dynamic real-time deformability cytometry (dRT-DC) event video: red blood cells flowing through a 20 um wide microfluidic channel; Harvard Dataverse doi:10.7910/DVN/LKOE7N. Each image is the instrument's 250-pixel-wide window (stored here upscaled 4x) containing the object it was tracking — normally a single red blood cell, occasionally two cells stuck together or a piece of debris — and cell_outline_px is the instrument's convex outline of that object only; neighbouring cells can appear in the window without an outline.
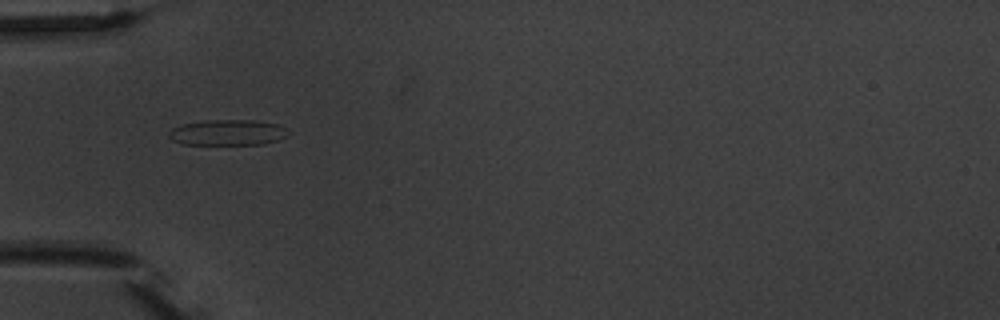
{"species": "common noctule bat (a hibernating species)", "species_latin": "Nyctalus noctula", "temperature_condition": "warm", "stored_images_in_passage": 5, "camera_frame_rate_fps": 3000, "um_per_image_px": 0.085, "animal": {"sex": "male", "body_mass_g": 20.1, "forearm_length_mm": 53.5}, "frame": {"image": 1, "passage_image": 1, "time_ms": 0.0, "image_size_px": [1000, 320], "cell_outline_px": [[288, 136], [264, 144], [180, 144], [172, 140], [168, 136], [168, 132], [172, 128], [184, 124], [204, 120], [252, 120], [276, 124], [284, 128]], "centroid_in_image_um": [19.29, 11.26], "position_along_channel_um": 65.7, "area_um2": 17.69}}
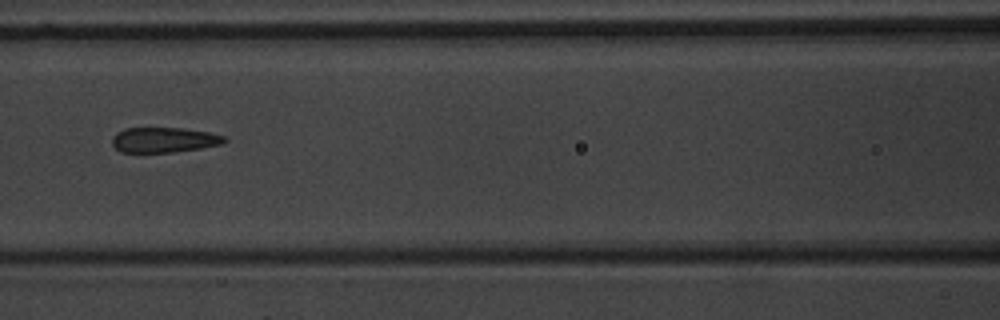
{"frame": {"image": 2, "passage_image": 3, "time_ms": 2.333, "image_size_px": [1000, 320], "cell_outline_px": [[228, 140], [220, 144], [200, 148], [176, 152], [120, 152], [112, 144], [112, 136], [116, 132], [124, 128], [184, 128], [208, 132], [224, 136]], "centroid_in_image_um": [13.91, 11.88], "position_along_channel_um": 152.7, "area_um2": 16.47}}
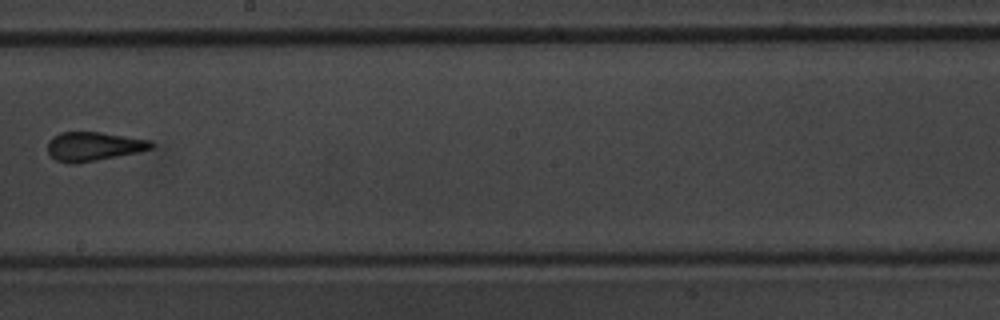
{"frame": {"image": 3, "passage_image": 5, "time_ms": 4.667, "image_size_px": [1000, 320], "cell_outline_px": [[156, 144], [152, 148], [140, 152], [76, 164], [68, 164], [56, 160], [48, 152], [48, 140], [52, 136], [60, 132], [100, 132], [152, 140]], "centroid_in_image_um": [7.97, 12.44], "position_along_channel_um": 240.2, "area_um2": 17.74}}